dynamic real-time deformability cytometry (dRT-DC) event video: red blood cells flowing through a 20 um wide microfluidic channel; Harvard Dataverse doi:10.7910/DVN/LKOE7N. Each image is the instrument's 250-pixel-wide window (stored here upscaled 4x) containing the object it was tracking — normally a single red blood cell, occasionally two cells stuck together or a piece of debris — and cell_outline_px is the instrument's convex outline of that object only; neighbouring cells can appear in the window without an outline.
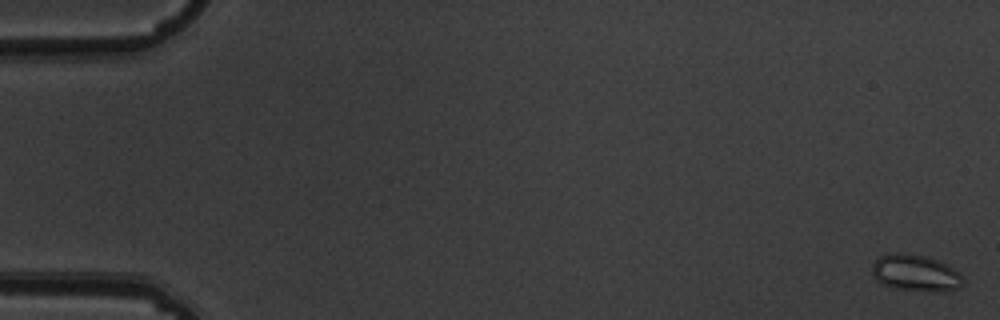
{"species": "common noctule bat (a hibernating species)", "species_latin": "Nyctalus noctula", "temperature_condition": "warm", "stored_images_in_passage": 5, "camera_frame_rate_fps": 3000, "um_per_image_px": 0.085, "animal": {"sex": "male", "body_mass_g": 19.5, "forearm_length_mm": 54.6}, "frame": {"image": 1, "passage_image": 1, "time_ms": 0.0, "image_size_px": [1000, 320], "cell_outline_px": [[964, 284], [960, 288], [932, 292], [896, 288], [884, 284], [876, 280], [872, 276], [872, 264], [880, 256], [924, 256], [936, 260], [952, 268], [964, 280]], "centroid_in_image_um": [77.84, 23.27], "position_along_channel_um": 7.2, "area_um2": 18.44}}
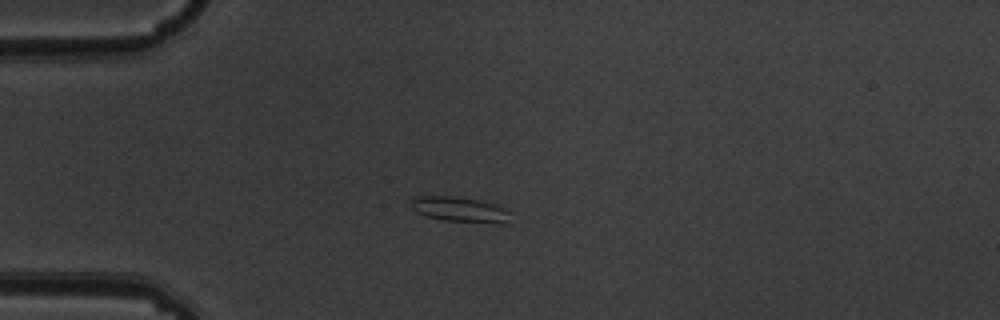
{"frame": {"image": 2, "passage_image": 5, "time_ms": 1.333, "image_size_px": [1000, 320], "cell_outline_px": [[512, 212], [504, 220], [496, 224], [444, 220], [428, 216], [416, 212], [412, 208], [412, 196], [456, 196], [480, 200], [504, 208]], "centroid_in_image_um": [39.05, 17.79], "position_along_channel_um": 46.0, "area_um2": 14.39}}